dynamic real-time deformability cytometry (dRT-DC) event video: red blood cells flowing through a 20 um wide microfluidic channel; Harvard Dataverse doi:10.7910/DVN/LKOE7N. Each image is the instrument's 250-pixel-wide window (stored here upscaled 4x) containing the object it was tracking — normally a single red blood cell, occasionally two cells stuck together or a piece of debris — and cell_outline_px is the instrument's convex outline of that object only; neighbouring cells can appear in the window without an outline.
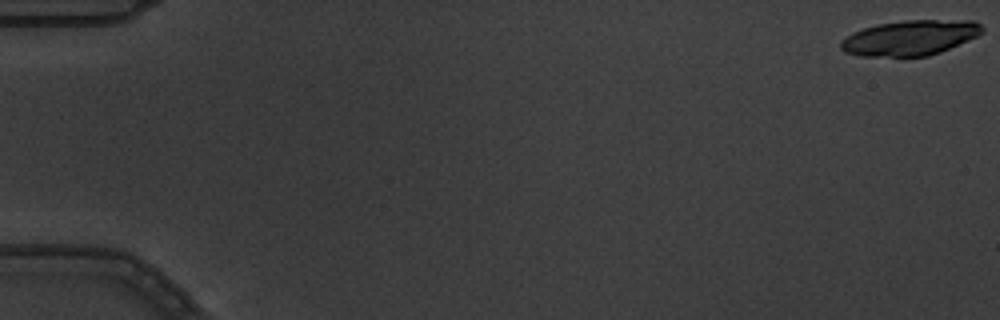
{"species": "common noctule bat (a hibernating species)", "species_latin": "Nyctalus noctula", "temperature_condition": "warm", "stored_images_in_passage": 7, "camera_frame_rate_fps": 3000, "um_per_image_px": 0.085, "animal": {"sex": "male", "body_mass_g": 19.5, "forearm_length_mm": 54.6}, "frame": {"image": 1, "passage_image": 1, "time_ms": 0.0, "image_size_px": [1000, 320], "cell_outline_px": [[984, 32], [968, 40], [940, 52], [928, 56], [860, 56], [844, 52], [840, 48], [840, 40], [852, 32], [876, 24], [904, 20], [972, 20], [980, 24], [984, 28]], "centroid_in_image_um": [77.33, 3.2], "position_along_channel_um": 7.7, "area_um2": 29.07}}